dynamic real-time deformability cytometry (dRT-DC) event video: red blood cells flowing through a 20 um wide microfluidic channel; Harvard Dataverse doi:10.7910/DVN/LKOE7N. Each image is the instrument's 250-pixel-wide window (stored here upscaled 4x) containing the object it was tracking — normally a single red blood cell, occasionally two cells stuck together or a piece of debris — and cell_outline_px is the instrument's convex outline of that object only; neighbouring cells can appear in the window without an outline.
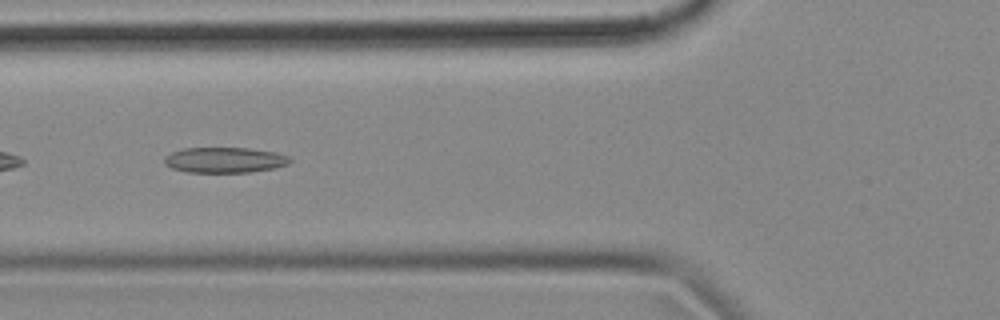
{"species": "common noctule bat (a hibernating species)", "species_latin": "Nyctalus noctula", "temperature_condition": "cold", "stored_images_in_passage": 8, "camera_frame_rate_fps": 3000, "um_per_image_px": 0.085, "animal": {"sex": "female", "body_mass_g": 18.4}, "frame": {"image": 1, "passage_image": 5, "time_ms": 1.333, "image_size_px": [1000, 320], "cell_outline_px": [[292, 160], [288, 164], [276, 168], [248, 172], [184, 172], [172, 168], [164, 164], [164, 156], [172, 152], [184, 148], [248, 148], [276, 152], [288, 156]], "centroid_in_image_um": [19.09, 13.6], "position_along_channel_um": 106.7, "area_um2": 18.73}}
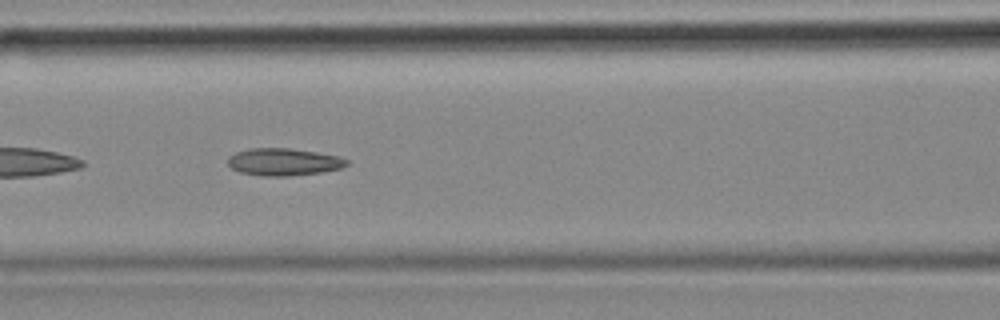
{"frame": {"image": 2, "passage_image": 8, "time_ms": 2.333, "image_size_px": [1000, 320], "cell_outline_px": [[348, 164], [340, 168], [320, 172], [288, 176], [260, 176], [240, 172], [232, 168], [228, 164], [228, 156], [236, 152], [248, 148], [292, 148], [340, 156], [348, 160]], "centroid_in_image_um": [24.09, 13.75], "position_along_channel_um": 142.5, "area_um2": 18.96}}